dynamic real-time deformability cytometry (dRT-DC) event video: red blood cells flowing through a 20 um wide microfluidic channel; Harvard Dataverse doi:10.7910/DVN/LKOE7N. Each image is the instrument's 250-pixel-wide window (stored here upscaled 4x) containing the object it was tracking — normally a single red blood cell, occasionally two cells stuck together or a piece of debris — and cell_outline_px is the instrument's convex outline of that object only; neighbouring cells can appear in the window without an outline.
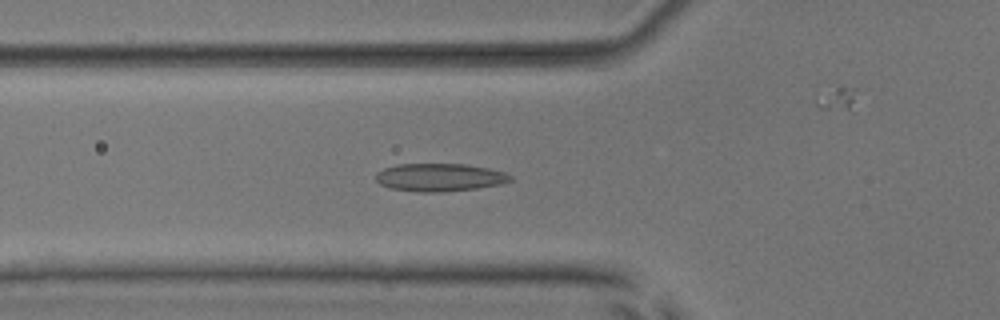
{"species": "common noctule bat (a hibernating species)", "species_latin": "Nyctalus noctula", "temperature_condition": "room temperature", "stored_images_in_passage": 53, "camera_frame_rate_fps": 3000, "um_per_image_px": 0.085, "animal": {"sex": "male", "body_mass_g": 17.9, "forearm_length_mm": 54.2}, "frame": {"image": 1, "passage_image": 18, "time_ms": 5.667, "image_size_px": [1000, 320], "cell_outline_px": [[512, 180], [500, 184], [476, 188], [444, 192], [416, 192], [392, 188], [380, 184], [376, 180], [376, 172], [384, 168], [396, 164], [464, 164], [488, 168], [504, 172], [512, 176]], "centroid_in_image_um": [37.35, 15.07], "position_along_channel_um": 88.5, "area_um2": 21.85}}
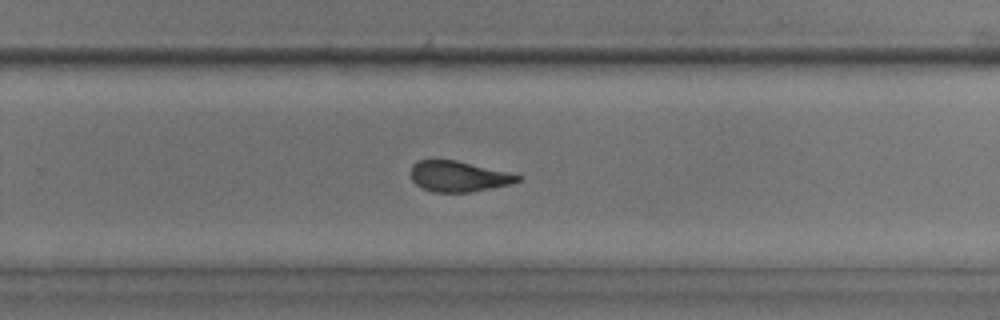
{"frame": {"image": 2, "passage_image": 34, "time_ms": 11.0, "image_size_px": [1000, 320], "cell_outline_px": [[520, 180], [512, 184], [468, 192], [432, 192], [416, 184], [412, 180], [412, 164], [420, 160], [456, 160], [508, 172], [520, 176]], "centroid_in_image_um": [38.97, 14.99], "position_along_channel_um": 290.8, "area_um2": 18.79}}
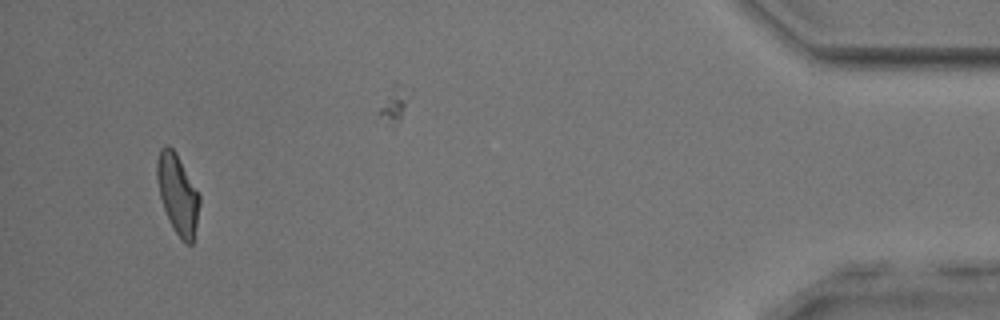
{"frame": {"image": 3, "passage_image": 50, "time_ms": 16.333, "image_size_px": [1000, 320], "cell_outline_px": [[200, 204], [192, 244], [188, 244], [172, 228], [164, 208], [160, 196], [156, 176], [156, 160], [160, 148], [164, 144], [168, 144], [176, 152], [200, 196]], "centroid_in_image_um": [15.08, 16.43], "position_along_channel_um": 420.1, "area_um2": 19.54}, "authors_computed_cell_mechanics": {"area_um2": 20.23, "velocity_mm_per_s": 3.8017, "shape_relaxation_time_tau1_ms": 5.5018, "shape_relaxation_time_tau2_ms": 1.8184, "deformation_change_tau1": 0.1461, "deformation_change_tau2": 0.1076}}